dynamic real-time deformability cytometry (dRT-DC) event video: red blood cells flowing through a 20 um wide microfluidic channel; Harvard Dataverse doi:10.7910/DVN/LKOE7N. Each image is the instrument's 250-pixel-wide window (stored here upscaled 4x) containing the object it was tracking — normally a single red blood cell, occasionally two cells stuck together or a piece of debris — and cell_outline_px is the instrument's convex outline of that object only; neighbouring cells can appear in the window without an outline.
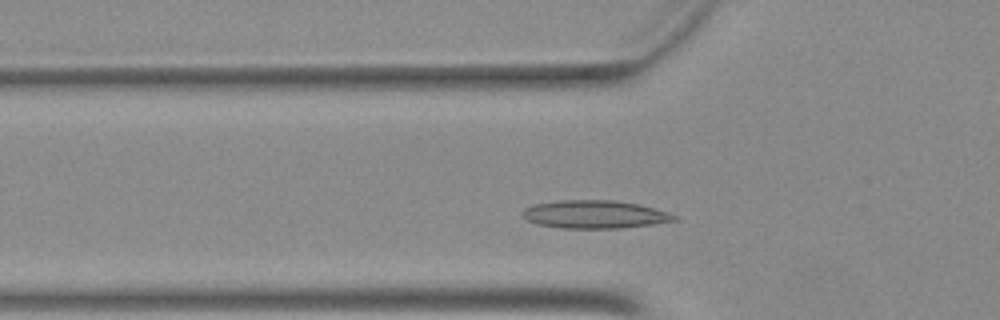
{"species": "Egyptian fruit bat (a non-hibernating species)", "species_latin": "Rousettus aegyptiacus", "temperature_condition": "warm", "stored_images_in_passage": 34, "camera_frame_rate_fps": 3000, "um_per_image_px": 0.085, "animal": {"sex": "female"}, "frame": {"image": 1, "passage_image": 6, "time_ms": 1.667, "image_size_px": [1000, 320], "cell_outline_px": [[680, 220], [652, 224], [620, 228], [560, 228], [540, 224], [528, 220], [520, 216], [520, 212], [524, 208], [536, 204], [560, 200], [612, 200], [640, 204], [668, 212], [676, 216]], "centroid_in_image_um": [50.55, 18.22], "position_along_channel_um": 75.2, "area_um2": 24.8}}
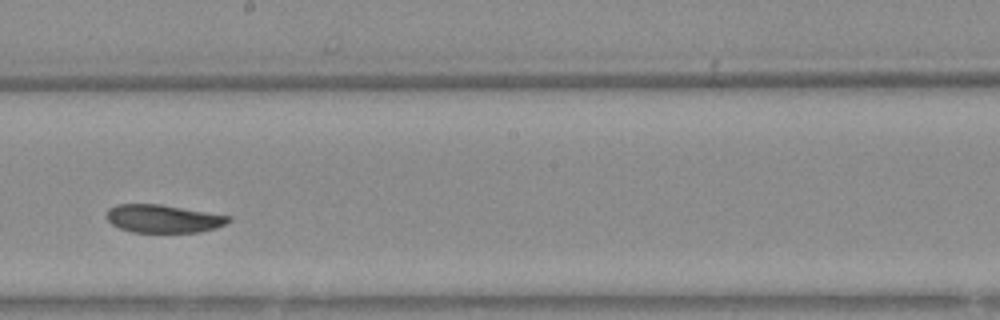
{"frame": {"image": 2, "passage_image": 18, "time_ms": 5.667, "image_size_px": [1000, 320], "cell_outline_px": [[232, 220], [216, 228], [200, 232], [132, 232], [120, 228], [112, 224], [104, 216], [108, 208], [116, 204], [160, 204], [232, 216]], "centroid_in_image_um": [13.86, 18.58], "position_along_channel_um": 234.3, "area_um2": 20.06}}
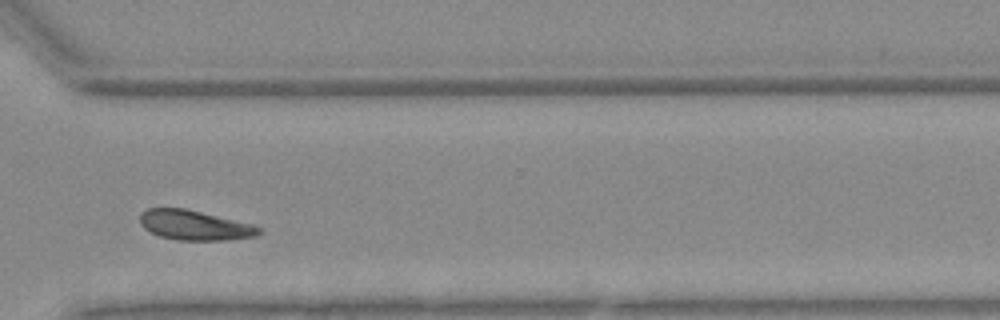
{"frame": {"image": 3, "passage_image": 27, "time_ms": 8.667, "image_size_px": [1000, 320], "cell_outline_px": [[264, 232], [256, 236], [224, 240], [176, 240], [160, 236], [144, 228], [140, 224], [140, 212], [148, 208], [184, 208], [252, 224], [260, 228]], "centroid_in_image_um": [16.53, 19.14], "position_along_channel_um": 354.1, "area_um2": 20.58}}